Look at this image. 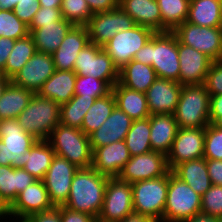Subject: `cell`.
Here are the masks:
<instances>
[{
	"label": "cell",
	"mask_w": 222,
	"mask_h": 222,
	"mask_svg": "<svg viewBox=\"0 0 222 222\" xmlns=\"http://www.w3.org/2000/svg\"><path fill=\"white\" fill-rule=\"evenodd\" d=\"M37 139L25 132L17 119L0 120V165L22 168L25 152Z\"/></svg>",
	"instance_id": "cell-8"
},
{
	"label": "cell",
	"mask_w": 222,
	"mask_h": 222,
	"mask_svg": "<svg viewBox=\"0 0 222 222\" xmlns=\"http://www.w3.org/2000/svg\"><path fill=\"white\" fill-rule=\"evenodd\" d=\"M73 26L72 23L63 18L59 22L33 30L30 35L33 37L36 50L46 54H53Z\"/></svg>",
	"instance_id": "cell-30"
},
{
	"label": "cell",
	"mask_w": 222,
	"mask_h": 222,
	"mask_svg": "<svg viewBox=\"0 0 222 222\" xmlns=\"http://www.w3.org/2000/svg\"><path fill=\"white\" fill-rule=\"evenodd\" d=\"M63 19L61 9L40 7L28 26L29 32L42 26L59 22Z\"/></svg>",
	"instance_id": "cell-46"
},
{
	"label": "cell",
	"mask_w": 222,
	"mask_h": 222,
	"mask_svg": "<svg viewBox=\"0 0 222 222\" xmlns=\"http://www.w3.org/2000/svg\"><path fill=\"white\" fill-rule=\"evenodd\" d=\"M95 98L74 95L68 102L61 104L60 123L81 129L84 116L95 102Z\"/></svg>",
	"instance_id": "cell-39"
},
{
	"label": "cell",
	"mask_w": 222,
	"mask_h": 222,
	"mask_svg": "<svg viewBox=\"0 0 222 222\" xmlns=\"http://www.w3.org/2000/svg\"><path fill=\"white\" fill-rule=\"evenodd\" d=\"M116 106L133 121L150 117L145 93L129 89L119 82L112 87Z\"/></svg>",
	"instance_id": "cell-27"
},
{
	"label": "cell",
	"mask_w": 222,
	"mask_h": 222,
	"mask_svg": "<svg viewBox=\"0 0 222 222\" xmlns=\"http://www.w3.org/2000/svg\"><path fill=\"white\" fill-rule=\"evenodd\" d=\"M61 105L35 93L27 107L17 117L23 130L37 140H48L60 123Z\"/></svg>",
	"instance_id": "cell-3"
},
{
	"label": "cell",
	"mask_w": 222,
	"mask_h": 222,
	"mask_svg": "<svg viewBox=\"0 0 222 222\" xmlns=\"http://www.w3.org/2000/svg\"><path fill=\"white\" fill-rule=\"evenodd\" d=\"M209 111L210 95L203 84L182 85L173 113L179 128H205Z\"/></svg>",
	"instance_id": "cell-5"
},
{
	"label": "cell",
	"mask_w": 222,
	"mask_h": 222,
	"mask_svg": "<svg viewBox=\"0 0 222 222\" xmlns=\"http://www.w3.org/2000/svg\"><path fill=\"white\" fill-rule=\"evenodd\" d=\"M34 94L10 81L0 98V120L17 119Z\"/></svg>",
	"instance_id": "cell-34"
},
{
	"label": "cell",
	"mask_w": 222,
	"mask_h": 222,
	"mask_svg": "<svg viewBox=\"0 0 222 222\" xmlns=\"http://www.w3.org/2000/svg\"><path fill=\"white\" fill-rule=\"evenodd\" d=\"M10 81V79L6 78L3 74L0 73V98Z\"/></svg>",
	"instance_id": "cell-58"
},
{
	"label": "cell",
	"mask_w": 222,
	"mask_h": 222,
	"mask_svg": "<svg viewBox=\"0 0 222 222\" xmlns=\"http://www.w3.org/2000/svg\"><path fill=\"white\" fill-rule=\"evenodd\" d=\"M79 168L67 159L55 154L43 178L51 203L55 207L64 206L71 188L72 179Z\"/></svg>",
	"instance_id": "cell-15"
},
{
	"label": "cell",
	"mask_w": 222,
	"mask_h": 222,
	"mask_svg": "<svg viewBox=\"0 0 222 222\" xmlns=\"http://www.w3.org/2000/svg\"><path fill=\"white\" fill-rule=\"evenodd\" d=\"M96 222H114V221H104V220H101V219H97Z\"/></svg>",
	"instance_id": "cell-60"
},
{
	"label": "cell",
	"mask_w": 222,
	"mask_h": 222,
	"mask_svg": "<svg viewBox=\"0 0 222 222\" xmlns=\"http://www.w3.org/2000/svg\"><path fill=\"white\" fill-rule=\"evenodd\" d=\"M40 7L61 9L62 0H38Z\"/></svg>",
	"instance_id": "cell-56"
},
{
	"label": "cell",
	"mask_w": 222,
	"mask_h": 222,
	"mask_svg": "<svg viewBox=\"0 0 222 222\" xmlns=\"http://www.w3.org/2000/svg\"><path fill=\"white\" fill-rule=\"evenodd\" d=\"M8 217V208L0 201V218Z\"/></svg>",
	"instance_id": "cell-59"
},
{
	"label": "cell",
	"mask_w": 222,
	"mask_h": 222,
	"mask_svg": "<svg viewBox=\"0 0 222 222\" xmlns=\"http://www.w3.org/2000/svg\"><path fill=\"white\" fill-rule=\"evenodd\" d=\"M184 222H222L221 219L205 214H197Z\"/></svg>",
	"instance_id": "cell-55"
},
{
	"label": "cell",
	"mask_w": 222,
	"mask_h": 222,
	"mask_svg": "<svg viewBox=\"0 0 222 222\" xmlns=\"http://www.w3.org/2000/svg\"><path fill=\"white\" fill-rule=\"evenodd\" d=\"M29 34L28 26L15 16L13 9H0V37L17 40Z\"/></svg>",
	"instance_id": "cell-41"
},
{
	"label": "cell",
	"mask_w": 222,
	"mask_h": 222,
	"mask_svg": "<svg viewBox=\"0 0 222 222\" xmlns=\"http://www.w3.org/2000/svg\"><path fill=\"white\" fill-rule=\"evenodd\" d=\"M161 13V32L173 31L188 17L190 0H157Z\"/></svg>",
	"instance_id": "cell-37"
},
{
	"label": "cell",
	"mask_w": 222,
	"mask_h": 222,
	"mask_svg": "<svg viewBox=\"0 0 222 222\" xmlns=\"http://www.w3.org/2000/svg\"><path fill=\"white\" fill-rule=\"evenodd\" d=\"M120 222H155L153 219L138 213H131Z\"/></svg>",
	"instance_id": "cell-54"
},
{
	"label": "cell",
	"mask_w": 222,
	"mask_h": 222,
	"mask_svg": "<svg viewBox=\"0 0 222 222\" xmlns=\"http://www.w3.org/2000/svg\"><path fill=\"white\" fill-rule=\"evenodd\" d=\"M186 22L222 28V0H190Z\"/></svg>",
	"instance_id": "cell-31"
},
{
	"label": "cell",
	"mask_w": 222,
	"mask_h": 222,
	"mask_svg": "<svg viewBox=\"0 0 222 222\" xmlns=\"http://www.w3.org/2000/svg\"><path fill=\"white\" fill-rule=\"evenodd\" d=\"M172 173L187 183L196 193L203 195L212 185L205 158L194 159L178 164Z\"/></svg>",
	"instance_id": "cell-29"
},
{
	"label": "cell",
	"mask_w": 222,
	"mask_h": 222,
	"mask_svg": "<svg viewBox=\"0 0 222 222\" xmlns=\"http://www.w3.org/2000/svg\"><path fill=\"white\" fill-rule=\"evenodd\" d=\"M23 169L36 180H43L47 173L55 152L48 140H37L30 150L26 151Z\"/></svg>",
	"instance_id": "cell-33"
},
{
	"label": "cell",
	"mask_w": 222,
	"mask_h": 222,
	"mask_svg": "<svg viewBox=\"0 0 222 222\" xmlns=\"http://www.w3.org/2000/svg\"><path fill=\"white\" fill-rule=\"evenodd\" d=\"M119 8L140 26L161 32V13L157 0H119Z\"/></svg>",
	"instance_id": "cell-26"
},
{
	"label": "cell",
	"mask_w": 222,
	"mask_h": 222,
	"mask_svg": "<svg viewBox=\"0 0 222 222\" xmlns=\"http://www.w3.org/2000/svg\"><path fill=\"white\" fill-rule=\"evenodd\" d=\"M172 32L180 43L204 53L212 61L222 60V28L200 27L185 21Z\"/></svg>",
	"instance_id": "cell-10"
},
{
	"label": "cell",
	"mask_w": 222,
	"mask_h": 222,
	"mask_svg": "<svg viewBox=\"0 0 222 222\" xmlns=\"http://www.w3.org/2000/svg\"><path fill=\"white\" fill-rule=\"evenodd\" d=\"M115 107L116 100L112 91L106 96L96 99L84 116L81 130L89 136L106 121Z\"/></svg>",
	"instance_id": "cell-35"
},
{
	"label": "cell",
	"mask_w": 222,
	"mask_h": 222,
	"mask_svg": "<svg viewBox=\"0 0 222 222\" xmlns=\"http://www.w3.org/2000/svg\"><path fill=\"white\" fill-rule=\"evenodd\" d=\"M96 220L94 216L61 206V222H96Z\"/></svg>",
	"instance_id": "cell-49"
},
{
	"label": "cell",
	"mask_w": 222,
	"mask_h": 222,
	"mask_svg": "<svg viewBox=\"0 0 222 222\" xmlns=\"http://www.w3.org/2000/svg\"><path fill=\"white\" fill-rule=\"evenodd\" d=\"M136 24L121 8L111 11L94 13L86 24L89 40L103 47L113 36L124 30H129Z\"/></svg>",
	"instance_id": "cell-13"
},
{
	"label": "cell",
	"mask_w": 222,
	"mask_h": 222,
	"mask_svg": "<svg viewBox=\"0 0 222 222\" xmlns=\"http://www.w3.org/2000/svg\"><path fill=\"white\" fill-rule=\"evenodd\" d=\"M181 89L182 85L179 82L157 78L145 92L150 115L173 114Z\"/></svg>",
	"instance_id": "cell-20"
},
{
	"label": "cell",
	"mask_w": 222,
	"mask_h": 222,
	"mask_svg": "<svg viewBox=\"0 0 222 222\" xmlns=\"http://www.w3.org/2000/svg\"><path fill=\"white\" fill-rule=\"evenodd\" d=\"M56 155L67 159L78 168L92 166L93 150L87 136L81 129L59 123L49 139Z\"/></svg>",
	"instance_id": "cell-4"
},
{
	"label": "cell",
	"mask_w": 222,
	"mask_h": 222,
	"mask_svg": "<svg viewBox=\"0 0 222 222\" xmlns=\"http://www.w3.org/2000/svg\"><path fill=\"white\" fill-rule=\"evenodd\" d=\"M179 83L181 85L204 84L212 60L204 53L178 41Z\"/></svg>",
	"instance_id": "cell-19"
},
{
	"label": "cell",
	"mask_w": 222,
	"mask_h": 222,
	"mask_svg": "<svg viewBox=\"0 0 222 222\" xmlns=\"http://www.w3.org/2000/svg\"><path fill=\"white\" fill-rule=\"evenodd\" d=\"M53 207L43 180H35L19 193L17 199L8 208V215L17 216L16 219L20 220Z\"/></svg>",
	"instance_id": "cell-18"
},
{
	"label": "cell",
	"mask_w": 222,
	"mask_h": 222,
	"mask_svg": "<svg viewBox=\"0 0 222 222\" xmlns=\"http://www.w3.org/2000/svg\"><path fill=\"white\" fill-rule=\"evenodd\" d=\"M14 39L0 37V73L5 69L7 59L14 47Z\"/></svg>",
	"instance_id": "cell-53"
},
{
	"label": "cell",
	"mask_w": 222,
	"mask_h": 222,
	"mask_svg": "<svg viewBox=\"0 0 222 222\" xmlns=\"http://www.w3.org/2000/svg\"><path fill=\"white\" fill-rule=\"evenodd\" d=\"M150 131V117L133 121L124 140L131 157L152 151Z\"/></svg>",
	"instance_id": "cell-38"
},
{
	"label": "cell",
	"mask_w": 222,
	"mask_h": 222,
	"mask_svg": "<svg viewBox=\"0 0 222 222\" xmlns=\"http://www.w3.org/2000/svg\"><path fill=\"white\" fill-rule=\"evenodd\" d=\"M39 9L40 5L38 0H22L18 1L13 11L19 20L29 26Z\"/></svg>",
	"instance_id": "cell-47"
},
{
	"label": "cell",
	"mask_w": 222,
	"mask_h": 222,
	"mask_svg": "<svg viewBox=\"0 0 222 222\" xmlns=\"http://www.w3.org/2000/svg\"><path fill=\"white\" fill-rule=\"evenodd\" d=\"M76 75L74 71L55 70L37 94L60 105L66 103L74 96Z\"/></svg>",
	"instance_id": "cell-28"
},
{
	"label": "cell",
	"mask_w": 222,
	"mask_h": 222,
	"mask_svg": "<svg viewBox=\"0 0 222 222\" xmlns=\"http://www.w3.org/2000/svg\"><path fill=\"white\" fill-rule=\"evenodd\" d=\"M133 212L132 184L118 177H109L97 219L120 222Z\"/></svg>",
	"instance_id": "cell-12"
},
{
	"label": "cell",
	"mask_w": 222,
	"mask_h": 222,
	"mask_svg": "<svg viewBox=\"0 0 222 222\" xmlns=\"http://www.w3.org/2000/svg\"><path fill=\"white\" fill-rule=\"evenodd\" d=\"M77 75L104 80L111 88L119 81V69L101 46L89 43L78 54L74 70Z\"/></svg>",
	"instance_id": "cell-9"
},
{
	"label": "cell",
	"mask_w": 222,
	"mask_h": 222,
	"mask_svg": "<svg viewBox=\"0 0 222 222\" xmlns=\"http://www.w3.org/2000/svg\"><path fill=\"white\" fill-rule=\"evenodd\" d=\"M109 177L90 168H79L72 179L65 207L98 217Z\"/></svg>",
	"instance_id": "cell-2"
},
{
	"label": "cell",
	"mask_w": 222,
	"mask_h": 222,
	"mask_svg": "<svg viewBox=\"0 0 222 222\" xmlns=\"http://www.w3.org/2000/svg\"><path fill=\"white\" fill-rule=\"evenodd\" d=\"M168 190V173L162 177L132 183L134 212L163 222Z\"/></svg>",
	"instance_id": "cell-7"
},
{
	"label": "cell",
	"mask_w": 222,
	"mask_h": 222,
	"mask_svg": "<svg viewBox=\"0 0 222 222\" xmlns=\"http://www.w3.org/2000/svg\"><path fill=\"white\" fill-rule=\"evenodd\" d=\"M150 144L152 151L167 156L179 129L173 114L150 115Z\"/></svg>",
	"instance_id": "cell-24"
},
{
	"label": "cell",
	"mask_w": 222,
	"mask_h": 222,
	"mask_svg": "<svg viewBox=\"0 0 222 222\" xmlns=\"http://www.w3.org/2000/svg\"><path fill=\"white\" fill-rule=\"evenodd\" d=\"M200 213L201 195L170 170L163 222H184Z\"/></svg>",
	"instance_id": "cell-6"
},
{
	"label": "cell",
	"mask_w": 222,
	"mask_h": 222,
	"mask_svg": "<svg viewBox=\"0 0 222 222\" xmlns=\"http://www.w3.org/2000/svg\"><path fill=\"white\" fill-rule=\"evenodd\" d=\"M55 70L52 54L37 51L11 81L15 85L38 93Z\"/></svg>",
	"instance_id": "cell-17"
},
{
	"label": "cell",
	"mask_w": 222,
	"mask_h": 222,
	"mask_svg": "<svg viewBox=\"0 0 222 222\" xmlns=\"http://www.w3.org/2000/svg\"><path fill=\"white\" fill-rule=\"evenodd\" d=\"M91 12H105L117 9L119 0H86Z\"/></svg>",
	"instance_id": "cell-52"
},
{
	"label": "cell",
	"mask_w": 222,
	"mask_h": 222,
	"mask_svg": "<svg viewBox=\"0 0 222 222\" xmlns=\"http://www.w3.org/2000/svg\"><path fill=\"white\" fill-rule=\"evenodd\" d=\"M18 1L22 0H0V9H13Z\"/></svg>",
	"instance_id": "cell-57"
},
{
	"label": "cell",
	"mask_w": 222,
	"mask_h": 222,
	"mask_svg": "<svg viewBox=\"0 0 222 222\" xmlns=\"http://www.w3.org/2000/svg\"><path fill=\"white\" fill-rule=\"evenodd\" d=\"M205 159L222 160V124H208L205 127Z\"/></svg>",
	"instance_id": "cell-43"
},
{
	"label": "cell",
	"mask_w": 222,
	"mask_h": 222,
	"mask_svg": "<svg viewBox=\"0 0 222 222\" xmlns=\"http://www.w3.org/2000/svg\"><path fill=\"white\" fill-rule=\"evenodd\" d=\"M36 179L23 168L0 165V201L9 208Z\"/></svg>",
	"instance_id": "cell-25"
},
{
	"label": "cell",
	"mask_w": 222,
	"mask_h": 222,
	"mask_svg": "<svg viewBox=\"0 0 222 222\" xmlns=\"http://www.w3.org/2000/svg\"><path fill=\"white\" fill-rule=\"evenodd\" d=\"M206 164L211 183L222 186V160L206 159Z\"/></svg>",
	"instance_id": "cell-51"
},
{
	"label": "cell",
	"mask_w": 222,
	"mask_h": 222,
	"mask_svg": "<svg viewBox=\"0 0 222 222\" xmlns=\"http://www.w3.org/2000/svg\"><path fill=\"white\" fill-rule=\"evenodd\" d=\"M61 13L73 25H86L93 15L86 0H62Z\"/></svg>",
	"instance_id": "cell-42"
},
{
	"label": "cell",
	"mask_w": 222,
	"mask_h": 222,
	"mask_svg": "<svg viewBox=\"0 0 222 222\" xmlns=\"http://www.w3.org/2000/svg\"><path fill=\"white\" fill-rule=\"evenodd\" d=\"M203 85L209 95L222 94V60L212 61Z\"/></svg>",
	"instance_id": "cell-45"
},
{
	"label": "cell",
	"mask_w": 222,
	"mask_h": 222,
	"mask_svg": "<svg viewBox=\"0 0 222 222\" xmlns=\"http://www.w3.org/2000/svg\"><path fill=\"white\" fill-rule=\"evenodd\" d=\"M201 214L222 220V186L212 184L201 196Z\"/></svg>",
	"instance_id": "cell-44"
},
{
	"label": "cell",
	"mask_w": 222,
	"mask_h": 222,
	"mask_svg": "<svg viewBox=\"0 0 222 222\" xmlns=\"http://www.w3.org/2000/svg\"><path fill=\"white\" fill-rule=\"evenodd\" d=\"M205 128H179L167 155L169 169L172 171L178 164L203 158Z\"/></svg>",
	"instance_id": "cell-16"
},
{
	"label": "cell",
	"mask_w": 222,
	"mask_h": 222,
	"mask_svg": "<svg viewBox=\"0 0 222 222\" xmlns=\"http://www.w3.org/2000/svg\"><path fill=\"white\" fill-rule=\"evenodd\" d=\"M169 171L167 156L160 152L150 151L132 156L117 177L132 184L137 181L162 177Z\"/></svg>",
	"instance_id": "cell-14"
},
{
	"label": "cell",
	"mask_w": 222,
	"mask_h": 222,
	"mask_svg": "<svg viewBox=\"0 0 222 222\" xmlns=\"http://www.w3.org/2000/svg\"><path fill=\"white\" fill-rule=\"evenodd\" d=\"M23 220L25 222H61V206L31 214Z\"/></svg>",
	"instance_id": "cell-48"
},
{
	"label": "cell",
	"mask_w": 222,
	"mask_h": 222,
	"mask_svg": "<svg viewBox=\"0 0 222 222\" xmlns=\"http://www.w3.org/2000/svg\"><path fill=\"white\" fill-rule=\"evenodd\" d=\"M131 156L124 140L93 149L92 168L108 177H117Z\"/></svg>",
	"instance_id": "cell-22"
},
{
	"label": "cell",
	"mask_w": 222,
	"mask_h": 222,
	"mask_svg": "<svg viewBox=\"0 0 222 222\" xmlns=\"http://www.w3.org/2000/svg\"><path fill=\"white\" fill-rule=\"evenodd\" d=\"M89 43L86 25H74L64 37L59 48L52 54L55 69L73 71L79 52Z\"/></svg>",
	"instance_id": "cell-21"
},
{
	"label": "cell",
	"mask_w": 222,
	"mask_h": 222,
	"mask_svg": "<svg viewBox=\"0 0 222 222\" xmlns=\"http://www.w3.org/2000/svg\"><path fill=\"white\" fill-rule=\"evenodd\" d=\"M36 52L33 37L30 34L17 39L1 74L11 80Z\"/></svg>",
	"instance_id": "cell-36"
},
{
	"label": "cell",
	"mask_w": 222,
	"mask_h": 222,
	"mask_svg": "<svg viewBox=\"0 0 222 222\" xmlns=\"http://www.w3.org/2000/svg\"><path fill=\"white\" fill-rule=\"evenodd\" d=\"M210 124H222V94L210 95Z\"/></svg>",
	"instance_id": "cell-50"
},
{
	"label": "cell",
	"mask_w": 222,
	"mask_h": 222,
	"mask_svg": "<svg viewBox=\"0 0 222 222\" xmlns=\"http://www.w3.org/2000/svg\"><path fill=\"white\" fill-rule=\"evenodd\" d=\"M133 60L152 66L158 78L179 82L178 40L172 31L155 32Z\"/></svg>",
	"instance_id": "cell-1"
},
{
	"label": "cell",
	"mask_w": 222,
	"mask_h": 222,
	"mask_svg": "<svg viewBox=\"0 0 222 222\" xmlns=\"http://www.w3.org/2000/svg\"><path fill=\"white\" fill-rule=\"evenodd\" d=\"M112 91V88L104 81L93 76L76 75L74 95H83L86 98H101Z\"/></svg>",
	"instance_id": "cell-40"
},
{
	"label": "cell",
	"mask_w": 222,
	"mask_h": 222,
	"mask_svg": "<svg viewBox=\"0 0 222 222\" xmlns=\"http://www.w3.org/2000/svg\"><path fill=\"white\" fill-rule=\"evenodd\" d=\"M132 123L133 120L116 106L106 121L89 135L92 150L125 140Z\"/></svg>",
	"instance_id": "cell-23"
},
{
	"label": "cell",
	"mask_w": 222,
	"mask_h": 222,
	"mask_svg": "<svg viewBox=\"0 0 222 222\" xmlns=\"http://www.w3.org/2000/svg\"><path fill=\"white\" fill-rule=\"evenodd\" d=\"M155 31L146 26L135 25L129 30L116 33L103 49L112 58L114 65L120 70L133 60L135 54L154 35Z\"/></svg>",
	"instance_id": "cell-11"
},
{
	"label": "cell",
	"mask_w": 222,
	"mask_h": 222,
	"mask_svg": "<svg viewBox=\"0 0 222 222\" xmlns=\"http://www.w3.org/2000/svg\"><path fill=\"white\" fill-rule=\"evenodd\" d=\"M157 78L152 66L132 60L119 70L118 82L129 89L145 93Z\"/></svg>",
	"instance_id": "cell-32"
}]
</instances>
